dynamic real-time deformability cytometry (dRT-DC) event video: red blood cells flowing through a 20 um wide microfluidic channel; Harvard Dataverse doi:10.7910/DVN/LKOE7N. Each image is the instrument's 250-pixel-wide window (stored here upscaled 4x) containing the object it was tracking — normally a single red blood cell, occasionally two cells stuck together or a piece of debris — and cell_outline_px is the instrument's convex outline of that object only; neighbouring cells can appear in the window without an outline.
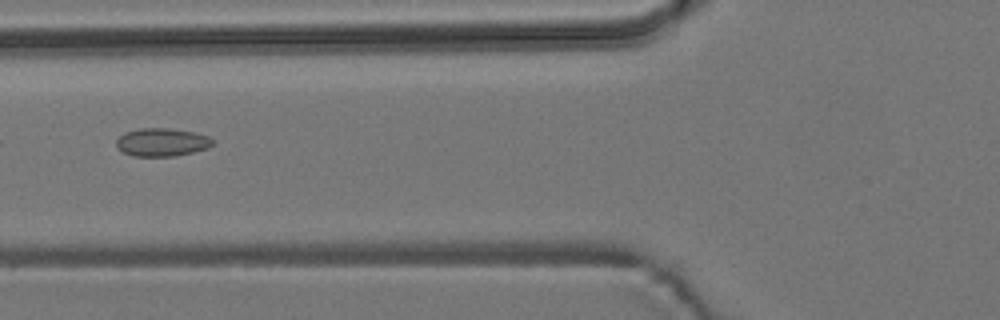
{"species": "common noctule bat (a hibernating species)", "species_latin": "Nyctalus noctula", "temperature_condition": "room temperature", "stored_images_in_passage": 4, "camera_frame_rate_fps": 3000, "um_per_image_px": 0.085, "animal": {"sex": "male", "body_mass_g": 19.2, "forearm_length_mm": 51.8}, "frame": {"image": 1, "passage_image": 3, "time_ms": 2.333, "image_size_px": [1000, 320], "cell_outline_px": [[216, 144], [208, 148], [176, 156], [132, 156], [116, 148], [116, 140], [124, 132], [140, 128], [168, 128], [196, 132], [208, 136]], "centroid_in_image_um": [13.77, 12.08], "position_along_channel_um": 112.0, "area_um2": 15.95}}
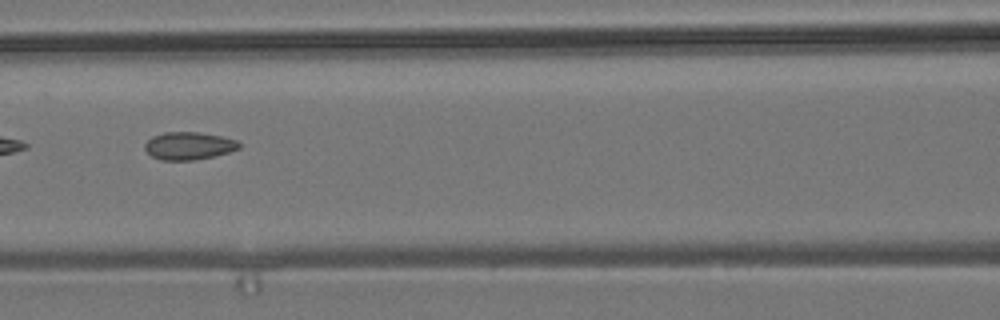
{"frame": {"image": 2, "passage_image": 4, "time_ms": 3.333, "image_size_px": [1000, 320], "cell_outline_px": [[240, 148], [228, 152], [212, 156], [192, 160], [160, 160], [152, 156], [144, 148], [144, 144], [152, 136], [164, 132], [196, 132], [220, 136], [236, 140], [240, 144]], "centroid_in_image_um": [16.01, 12.39], "position_along_channel_um": 150.6, "area_um2": 15.03}}